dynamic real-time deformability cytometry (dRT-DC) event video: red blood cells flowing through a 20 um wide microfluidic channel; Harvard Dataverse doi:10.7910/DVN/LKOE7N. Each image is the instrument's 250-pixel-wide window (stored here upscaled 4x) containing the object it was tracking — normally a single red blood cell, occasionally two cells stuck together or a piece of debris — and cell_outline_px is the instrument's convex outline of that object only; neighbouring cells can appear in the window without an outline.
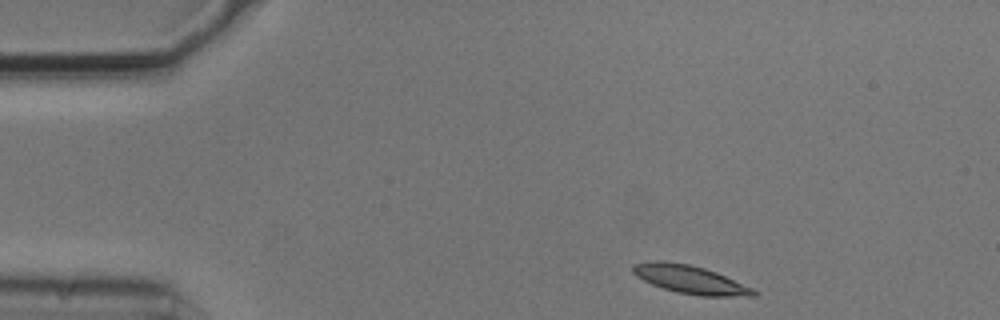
{"species": "common noctule bat (a hibernating species)", "species_latin": "Nyctalus noctula", "temperature_condition": "cold", "stored_images_in_passage": 3, "camera_frame_rate_fps": 3000, "um_per_image_px": 0.085, "animal": {"sex": "male", "body_mass_g": 20.5, "forearm_length_mm": 52.5}, "frame": {"image": 1, "passage_image": 1, "time_ms": 0.0, "image_size_px": [1000, 320], "cell_outline_px": [[756, 296], [700, 296], [676, 292], [652, 284], [636, 276], [632, 272], [632, 264], [656, 260], [664, 260], [688, 264], [704, 268], [716, 272], [752, 288], [756, 292]], "centroid_in_image_um": [58.62, 23.75], "position_along_channel_um": 26.4, "area_um2": 19.71}}